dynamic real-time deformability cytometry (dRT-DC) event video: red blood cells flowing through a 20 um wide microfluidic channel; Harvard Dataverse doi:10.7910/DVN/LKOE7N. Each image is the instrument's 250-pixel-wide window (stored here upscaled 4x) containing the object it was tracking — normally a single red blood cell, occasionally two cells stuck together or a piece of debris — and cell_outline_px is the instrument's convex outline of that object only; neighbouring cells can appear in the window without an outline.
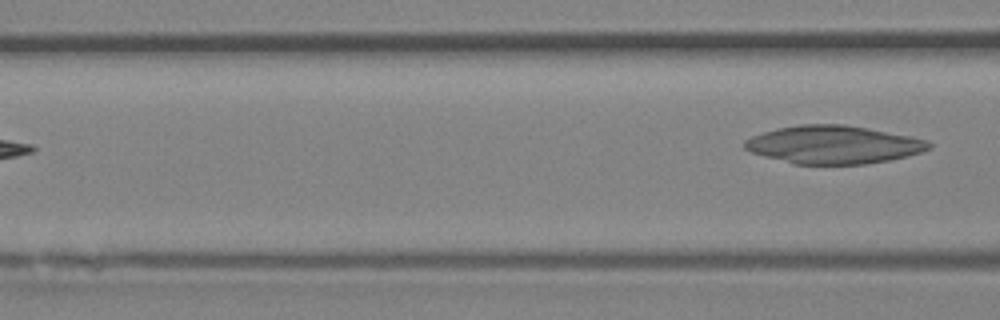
{"species": "Egyptian fruit bat (a non-hibernating species)", "species_latin": "Rousettus aegyptiacus", "temperature_condition": "room temperature", "stored_images_in_passage": 4, "camera_frame_rate_fps": 3000, "um_per_image_px": 0.085, "animal": {"sex": "female"}, "frame": {"image": 1, "passage_image": 4, "time_ms": 1.0, "image_size_px": [1000, 320], "cell_outline_px": [[932, 148], [908, 156], [868, 164], [792, 164], [764, 156], [752, 152], [744, 148], [744, 140], [752, 136], [776, 128], [800, 124], [844, 124], [868, 128], [928, 140], [932, 144]], "centroid_in_image_um": [70.84, 12.3], "position_along_channel_um": 95.8, "area_um2": 40.86}}